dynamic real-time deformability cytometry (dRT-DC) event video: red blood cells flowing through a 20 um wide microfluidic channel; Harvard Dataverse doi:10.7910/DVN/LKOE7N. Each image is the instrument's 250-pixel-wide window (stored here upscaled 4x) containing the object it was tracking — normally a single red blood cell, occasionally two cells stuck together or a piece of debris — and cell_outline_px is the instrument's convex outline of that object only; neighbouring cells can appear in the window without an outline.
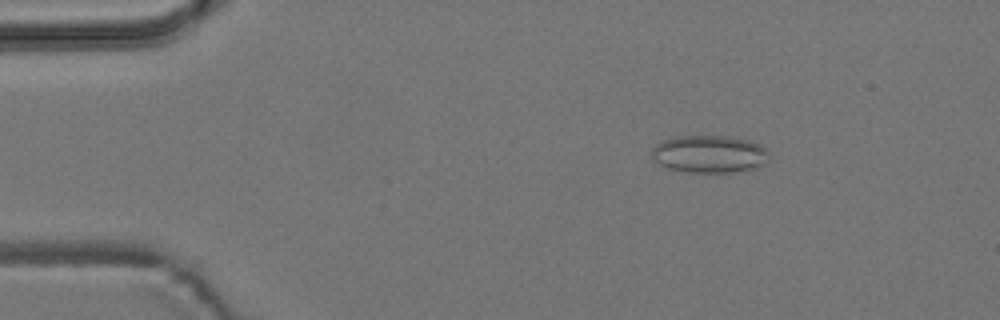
{"species": "common noctule bat (a hibernating species)", "species_latin": "Nyctalus noctula", "temperature_condition": "room temperature", "stored_images_in_passage": 51, "camera_frame_rate_fps": 3000, "um_per_image_px": 0.085, "animal": {"sex": "male", "body_mass_g": 19.2, "forearm_length_mm": 51.8}, "frame": {"image": 1, "passage_image": 5, "time_ms": 1.333, "image_size_px": [1000, 320], "cell_outline_px": [[772, 160], [768, 164], [760, 168], [736, 172], [688, 172], [668, 168], [660, 164], [652, 156], [652, 148], [656, 144], [664, 140], [676, 136], [728, 136], [748, 140], [760, 144], [768, 152]], "centroid_in_image_um": [60.39, 13.1], "position_along_channel_um": 24.6, "area_um2": 26.01}}
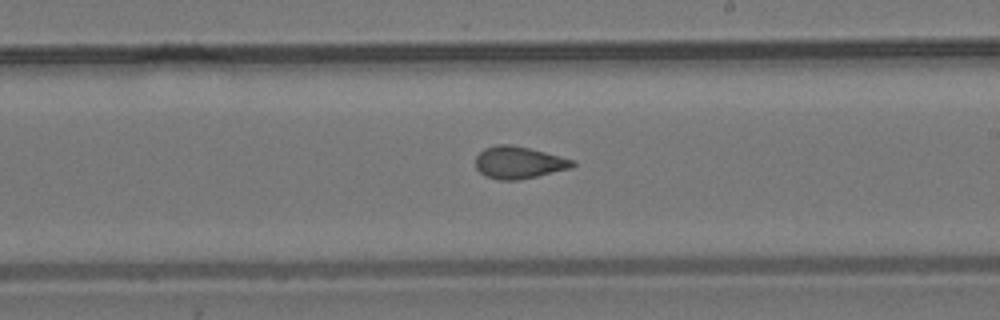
{"frame": {"image": 2, "passage_image": 28, "time_ms": 9.0, "image_size_px": [1000, 320], "cell_outline_px": [[576, 164], [572, 168], [536, 176], [516, 180], [500, 180], [484, 176], [476, 168], [476, 156], [484, 148], [496, 144], [512, 144], [576, 160]], "centroid_in_image_um": [44.09, 13.81], "position_along_channel_um": 244.9, "area_um2": 18.21}}
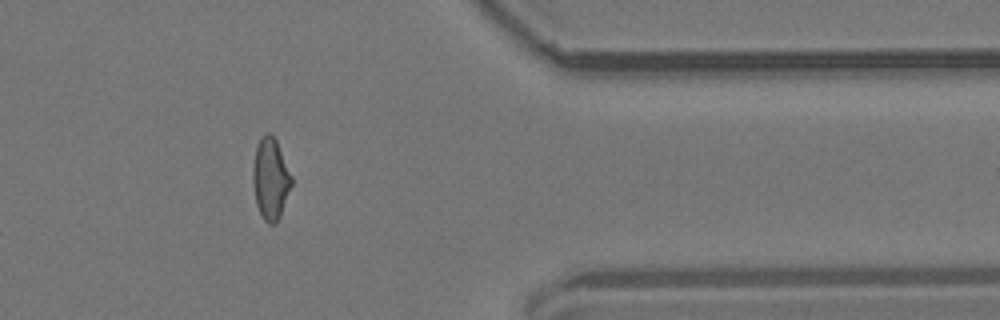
{"frame": {"image": 3, "passage_image": 41, "time_ms": 13.333, "image_size_px": [1000, 320], "cell_outline_px": [[292, 184], [280, 216], [276, 224], [268, 224], [264, 220], [256, 204], [252, 180], [252, 168], [256, 148], [260, 140], [268, 132], [276, 140], [292, 176]], "centroid_in_image_um": [22.99, 15.23], "position_along_channel_um": 388.4, "area_um2": 18.15}, "authors_computed_cell_mechanics": {"area_um2": 18.5538, "velocity_mm_per_s": 3.7731, "shape_relaxation_time_tau1_ms": null, "shape_relaxation_time_tau2_ms": 1.5107, "deformation_change_tau1": null, "deformation_change_tau2": 0.0734}}